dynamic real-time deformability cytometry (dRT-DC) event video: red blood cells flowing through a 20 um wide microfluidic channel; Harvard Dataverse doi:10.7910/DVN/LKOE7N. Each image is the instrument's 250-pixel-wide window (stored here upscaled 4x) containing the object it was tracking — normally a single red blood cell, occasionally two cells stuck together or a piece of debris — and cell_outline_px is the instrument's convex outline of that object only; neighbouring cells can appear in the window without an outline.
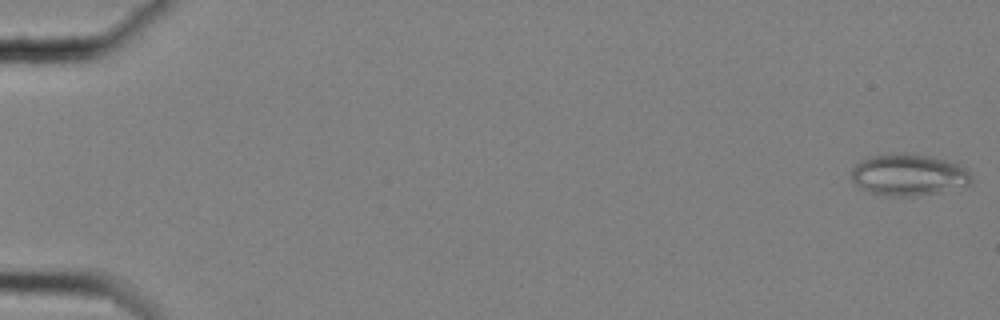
{"species": "common noctule bat (a hibernating species)", "species_latin": "Nyctalus noctula", "temperature_condition": "cold", "stored_images_in_passage": 59, "camera_frame_rate_fps": 3000, "um_per_image_px": 0.085, "animal": {"sex": "female", "body_mass_g": 25.1}, "frame": {"image": 1, "passage_image": 1, "time_ms": 0.0, "image_size_px": [1000, 320], "cell_outline_px": [[972, 180], [964, 188], [940, 192], [912, 196], [888, 196], [872, 192], [860, 188], [852, 180], [852, 168], [856, 164], [868, 156], [896, 152], [904, 152], [928, 156], [944, 160], [956, 164], [964, 168], [972, 176]], "centroid_in_image_um": [77.22, 14.86], "position_along_channel_um": 7.8, "area_um2": 29.19}}
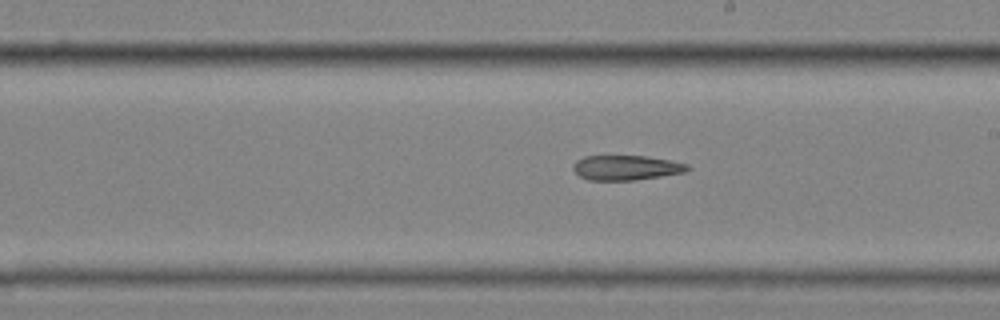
{"frame": {"image": 2, "passage_image": 35, "time_ms": 11.333, "image_size_px": [1000, 320], "cell_outline_px": [[692, 168], [684, 172], [636, 180], [588, 180], [580, 176], [572, 168], [572, 164], [576, 160], [584, 156], [644, 156], [668, 160], [688, 164]], "centroid_in_image_um": [53.2, 14.25], "position_along_channel_um": 235.8, "area_um2": 16.47}}
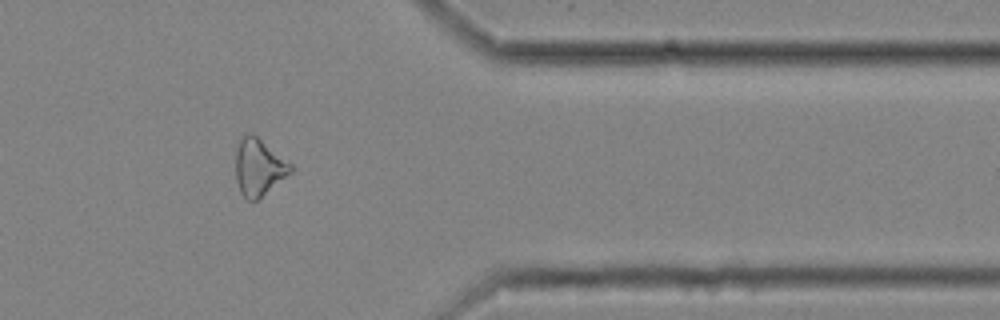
{"frame": {"image": 3, "passage_image": 49, "time_ms": 16.0, "image_size_px": [1000, 320], "cell_outline_px": [[292, 172], [256, 200], [248, 200], [240, 192], [236, 180], [236, 148], [240, 140], [244, 136], [252, 132], [292, 164]], "centroid_in_image_um": [21.99, 14.2], "position_along_channel_um": 389.4, "area_um2": 17.98}}